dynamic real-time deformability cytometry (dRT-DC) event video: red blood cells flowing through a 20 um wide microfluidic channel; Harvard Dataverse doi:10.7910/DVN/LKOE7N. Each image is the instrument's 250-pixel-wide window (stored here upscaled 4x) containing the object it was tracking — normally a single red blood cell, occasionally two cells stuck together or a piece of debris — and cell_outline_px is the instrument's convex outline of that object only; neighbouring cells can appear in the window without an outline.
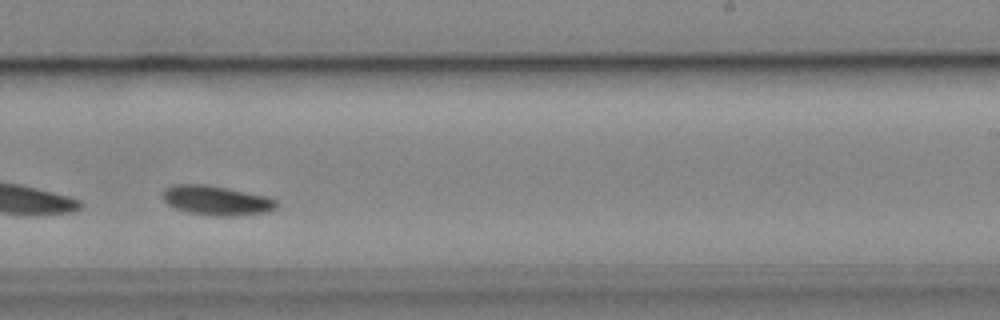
{"species": "common noctule bat (a hibernating species)", "species_latin": "Nyctalus noctula", "temperature_condition": "cold", "stored_images_in_passage": 45, "camera_frame_rate_fps": 3000, "um_per_image_px": 0.085, "animal": {"sex": "male", "body_mass_g": 19.2, "forearm_length_mm": 51.8}, "frame": {"image": 1, "passage_image": 26, "time_ms": 8.333, "image_size_px": [1000, 320], "cell_outline_px": [[276, 208], [268, 212], [232, 216], [216, 216], [188, 212], [176, 208], [168, 204], [160, 196], [164, 188], [172, 184], [204, 184], [264, 196], [276, 200]], "centroid_in_image_um": [18.33, 17.04], "position_along_channel_um": 270.7, "area_um2": 19.36}, "authors_computed_cell_mechanics": {"area_um2": 18.9006, "velocity_mm_per_s": 3.7608, "shape_relaxation_time_tau1_ms": 1.8456, "shape_relaxation_time_tau2_ms": null, "deformation_change_tau1": 0.0781, "deformation_change_tau2": null}}